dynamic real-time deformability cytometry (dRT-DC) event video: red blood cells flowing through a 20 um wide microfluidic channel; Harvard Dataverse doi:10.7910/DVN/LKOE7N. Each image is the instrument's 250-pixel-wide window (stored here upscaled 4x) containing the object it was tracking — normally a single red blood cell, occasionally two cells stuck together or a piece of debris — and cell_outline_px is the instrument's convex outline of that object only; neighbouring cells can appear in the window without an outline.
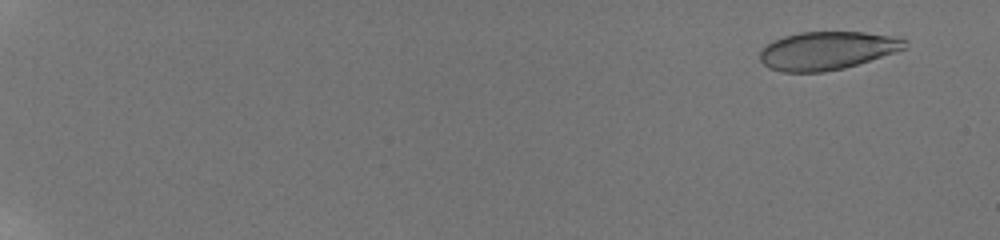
{"species": "human", "species_latin": "Homo sapiens", "temperature_condition": "room temperature", "stored_images_in_passage": 45, "camera_frame_rate_fps": 3000, "um_per_image_px": 0.085, "donor": {"sex": "male"}, "frame": {"image": 1, "passage_image": 4, "time_ms": 1.333, "image_size_px": [1000, 240], "cell_outline_px": [[908, 48], [896, 52], [844, 68], [824, 72], [784, 72], [768, 68], [760, 60], [760, 48], [772, 40], [784, 36], [800, 32], [864, 32], [904, 36], [908, 40]], "centroid_in_image_um": [70.35, 4.29], "position_along_channel_um": 14.6, "area_um2": 32.83}}
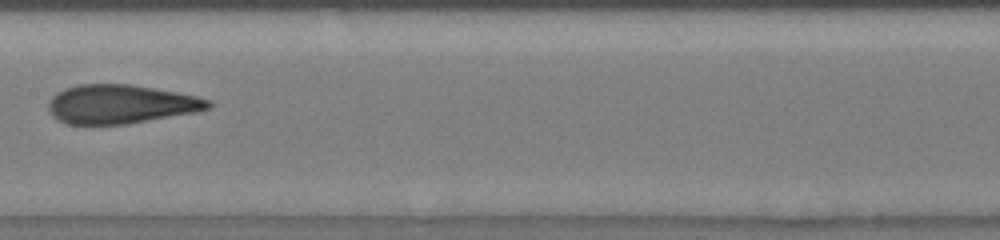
{"frame": {"image": 2, "passage_image": 27, "time_ms": 11.667, "image_size_px": [1000, 240], "cell_outline_px": [[212, 108], [196, 112], [128, 124], [68, 124], [52, 116], [48, 108], [48, 104], [52, 96], [56, 92], [64, 88], [76, 84], [128, 84], [176, 92], [196, 96], [212, 100]], "centroid_in_image_um": [10.26, 8.85], "position_along_channel_um": 197.1, "area_um2": 36.3}}
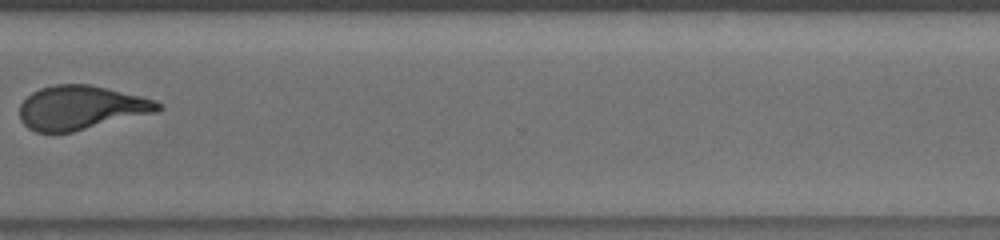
{"frame": {"image": 3, "passage_image": 37, "time_ms": 16.0, "image_size_px": [1000, 240], "cell_outline_px": [[164, 108], [156, 112], [72, 132], [36, 132], [28, 128], [20, 120], [20, 104], [32, 92], [40, 88], [52, 84], [88, 84], [108, 88], [156, 100], [164, 104]], "centroid_in_image_um": [6.9, 9.14], "position_along_channel_um": 363.7, "area_um2": 35.49}, "authors_computed_cell_mechanics": {"area_um2": 35.3158, "velocity_mm_per_s": 3.8522, "shape_relaxation_time_tau1_ms": 8.285, "shape_relaxation_time_tau2_ms": 1.193, "deformation_change_tau1": 0.2362, "deformation_change_tau2": 0.0806}}